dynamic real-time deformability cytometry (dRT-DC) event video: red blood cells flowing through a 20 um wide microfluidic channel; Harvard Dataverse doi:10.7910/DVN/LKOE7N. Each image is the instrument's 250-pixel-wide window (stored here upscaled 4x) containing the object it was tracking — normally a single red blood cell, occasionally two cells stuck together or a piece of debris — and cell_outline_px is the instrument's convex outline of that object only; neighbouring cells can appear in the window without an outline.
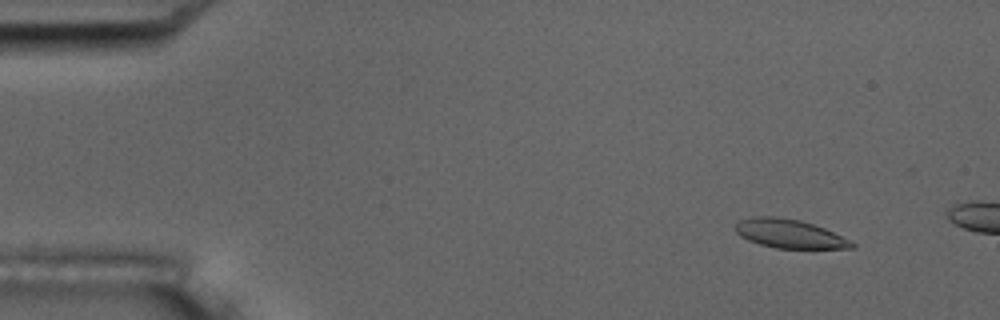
{"species": "common noctule bat (a hibernating species)", "species_latin": "Nyctalus noctula", "temperature_condition": "room temperature", "stored_images_in_passage": 12, "camera_frame_rate_fps": 3000, "um_per_image_px": 0.085, "animal": {"sex": "male", "body_mass_g": 17.5, "forearm_length_mm": 52.3}, "frame": {"image": 1, "passage_image": 6, "time_ms": 1.667, "image_size_px": [1000, 320], "cell_outline_px": [[856, 248], [776, 248], [760, 244], [748, 240], [740, 236], [736, 232], [736, 224], [740, 220], [752, 216], [776, 216], [800, 220], [824, 228], [856, 244]], "centroid_in_image_um": [67.07, 19.86], "position_along_channel_um": 17.9, "area_um2": 19.31}}